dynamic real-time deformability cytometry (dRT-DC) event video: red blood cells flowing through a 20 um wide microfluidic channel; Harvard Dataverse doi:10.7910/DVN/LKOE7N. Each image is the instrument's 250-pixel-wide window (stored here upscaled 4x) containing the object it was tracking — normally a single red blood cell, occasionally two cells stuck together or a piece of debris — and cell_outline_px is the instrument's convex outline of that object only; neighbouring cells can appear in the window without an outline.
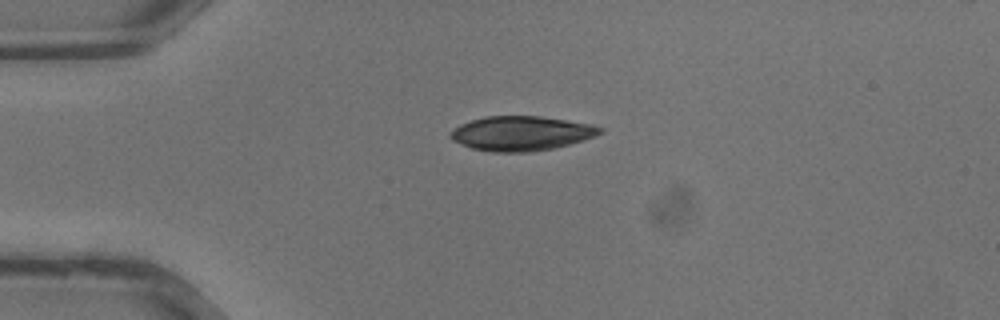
{"species": "common noctule bat (a hibernating species)", "species_latin": "Nyctalus noctula", "temperature_condition": "warm", "stored_images_in_passage": 26, "camera_frame_rate_fps": 3000, "um_per_image_px": 0.085, "animal": {"sex": "male", "body_mass_g": 13.3}, "frame": {"image": 1, "passage_image": 1, "time_ms": 0.0, "image_size_px": [1000, 320], "cell_outline_px": [[604, 132], [596, 136], [584, 140], [552, 148], [528, 152], [492, 152], [472, 148], [460, 144], [452, 140], [448, 136], [460, 124], [472, 120], [488, 116], [540, 116], [592, 124], [604, 128]], "centroid_in_image_um": [44.34, 11.33], "position_along_channel_um": 40.7, "area_um2": 30.0}}
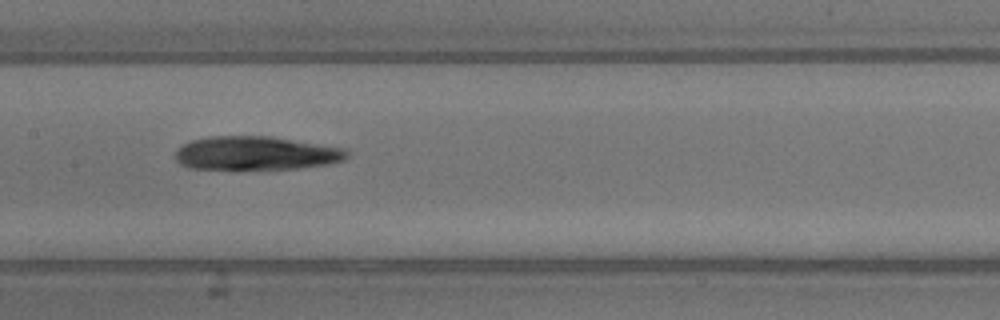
{"frame": {"image": 2, "passage_image": 10, "time_ms": 3.0, "image_size_px": [1000, 320], "cell_outline_px": [[348, 156], [344, 160], [332, 164], [300, 168], [188, 168], [180, 164], [176, 160], [176, 152], [184, 144], [192, 140], [208, 136], [272, 136], [344, 148], [348, 152]], "centroid_in_image_um": [21.8, 13.01], "position_along_channel_um": 185.6, "area_um2": 33.41}}
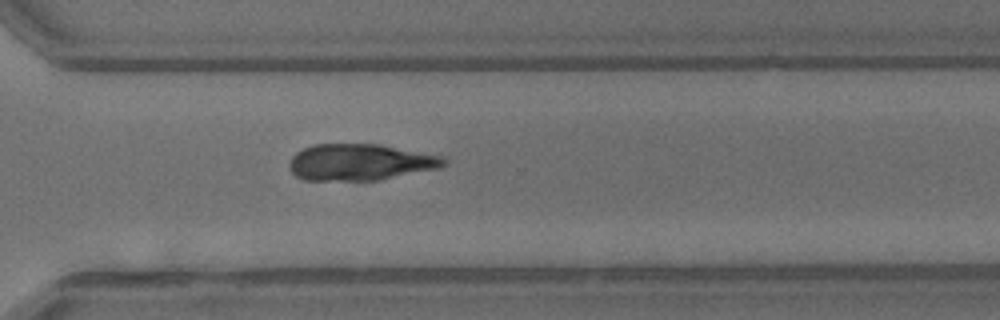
{"frame": {"image": 3, "passage_image": 18, "time_ms": 5.667, "image_size_px": [1000, 320], "cell_outline_px": [[448, 160], [440, 168], [380, 180], [304, 180], [296, 176], [292, 172], [288, 164], [292, 156], [296, 152], [312, 144], [380, 144], [444, 156]], "centroid_in_image_um": [30.63, 13.78], "position_along_channel_um": 340.0, "area_um2": 33.06}}